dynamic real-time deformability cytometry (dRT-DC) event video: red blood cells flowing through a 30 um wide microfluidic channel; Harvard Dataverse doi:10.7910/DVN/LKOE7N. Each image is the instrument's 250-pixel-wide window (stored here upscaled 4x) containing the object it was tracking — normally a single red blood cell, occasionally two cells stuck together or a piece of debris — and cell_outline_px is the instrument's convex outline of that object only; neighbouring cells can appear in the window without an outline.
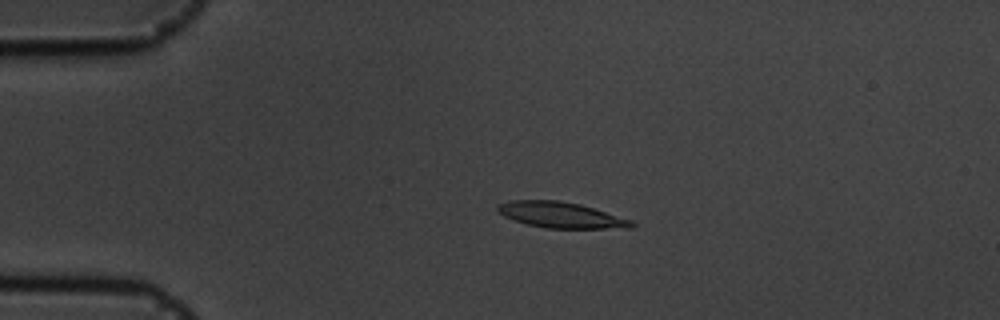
{"species": "common noctule bat (a hibernating species)", "species_latin": "Nyctalus noctula", "temperature_condition": "cold", "stored_images_in_passage": 56, "camera_frame_rate_fps": 3000, "um_per_image_px": 0.085, "animal": {"sex": "male", "body_mass_g": 19.5, "forearm_length_mm": 54.6}, "frame": {"image": 1, "passage_image": 12, "time_ms": 3.667, "image_size_px": [1000, 320], "cell_outline_px": [[636, 224], [632, 228], [544, 228], [528, 224], [504, 216], [496, 212], [496, 204], [508, 200], [560, 200], [580, 204], [632, 220]], "centroid_in_image_um": [47.64, 18.26], "position_along_channel_um": 37.4, "area_um2": 20.23}}
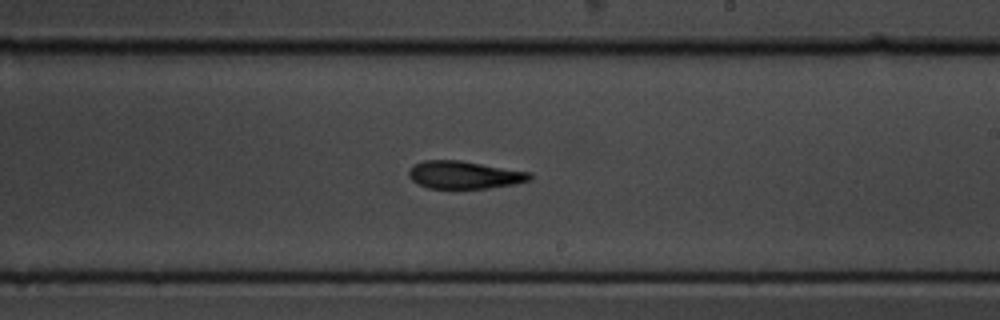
{"frame": {"image": 2, "passage_image": 33, "time_ms": 10.667, "image_size_px": [1000, 320], "cell_outline_px": [[532, 180], [512, 184], [488, 188], [428, 188], [412, 180], [408, 176], [408, 172], [416, 164], [424, 160], [460, 160], [532, 172]], "centroid_in_image_um": [39.51, 14.86], "position_along_channel_um": 249.5, "area_um2": 19.42}}
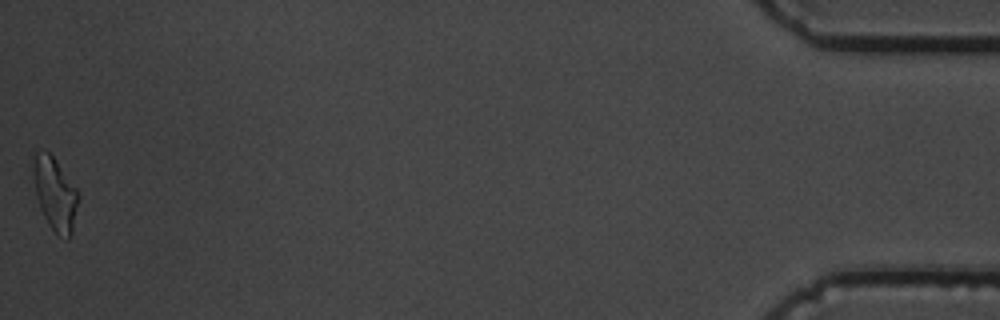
{"frame": {"image": 3, "passage_image": 56, "time_ms": 18.333, "image_size_px": [1000, 320], "cell_outline_px": [[80, 196], [72, 232], [68, 240], [56, 236], [48, 224], [40, 208], [36, 196], [32, 172], [32, 168], [36, 152], [48, 152], [52, 156], [80, 192]], "centroid_in_image_um": [4.7, 16.54], "position_along_channel_um": 430.5, "area_um2": 19.31}, "authors_computed_cell_mechanics": {"area_um2": 19.4786, "velocity_mm_per_s": 3.5586, "shape_relaxation_time_tau1_ms": 3.2726, "shape_relaxation_time_tau2_ms": 7.294, "deformation_change_tau1": 0.1233, "deformation_change_tau2": 0.1693}}